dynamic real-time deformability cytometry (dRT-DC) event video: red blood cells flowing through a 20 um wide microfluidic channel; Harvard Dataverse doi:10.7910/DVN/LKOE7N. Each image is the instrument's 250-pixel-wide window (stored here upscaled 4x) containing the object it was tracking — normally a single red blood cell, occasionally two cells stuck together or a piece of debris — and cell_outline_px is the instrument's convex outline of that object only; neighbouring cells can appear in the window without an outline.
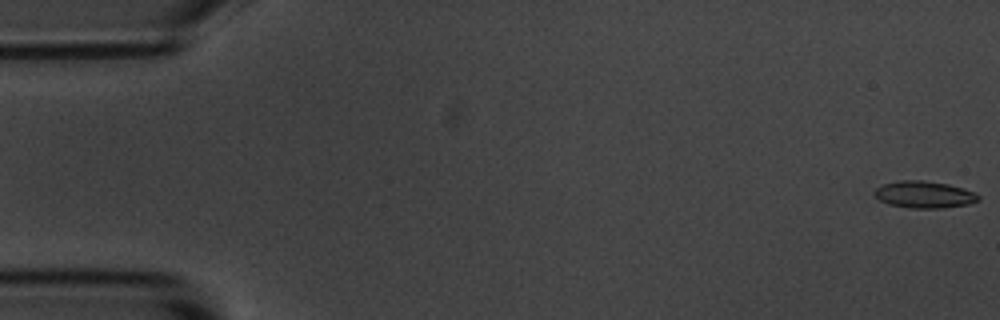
{"species": "common noctule bat (a hibernating species)", "species_latin": "Nyctalus noctula", "temperature_condition": "room temperature", "stored_images_in_passage": 55, "camera_frame_rate_fps": 3000, "um_per_image_px": 0.085, "animal": {"sex": "male", "body_mass_g": 20.1, "forearm_length_mm": 53.5}, "frame": {"image": 1, "passage_image": 1, "time_ms": 0.0, "image_size_px": [1000, 320], "cell_outline_px": [[980, 200], [968, 204], [944, 208], [912, 208], [888, 204], [880, 200], [876, 196], [876, 188], [884, 184], [900, 180], [924, 180], [948, 184], [964, 188], [976, 192], [980, 196]], "centroid_in_image_um": [78.62, 16.53], "position_along_channel_um": 6.4, "area_um2": 16.3}}
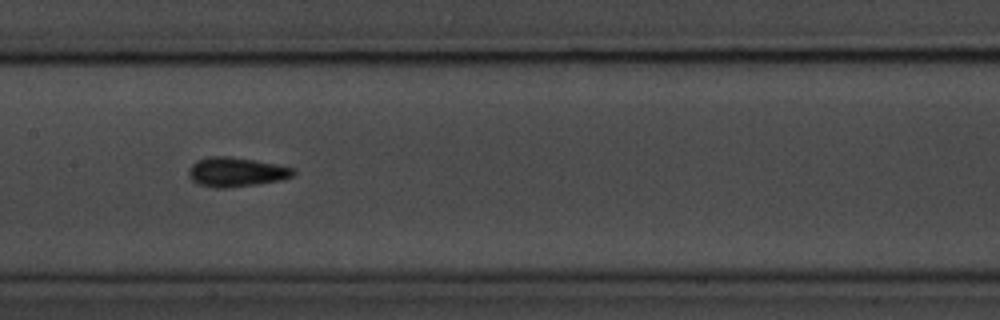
{"frame": {"image": 2, "passage_image": 27, "time_ms": 8.667, "image_size_px": [1000, 320], "cell_outline_px": [[296, 172], [292, 176], [280, 180], [256, 184], [228, 188], [216, 188], [200, 184], [192, 180], [188, 176], [188, 172], [192, 164], [196, 160], [208, 156], [228, 156], [276, 164], [292, 168]], "centroid_in_image_um": [20.03, 14.62], "position_along_channel_um": 187.4, "area_um2": 17.74}}
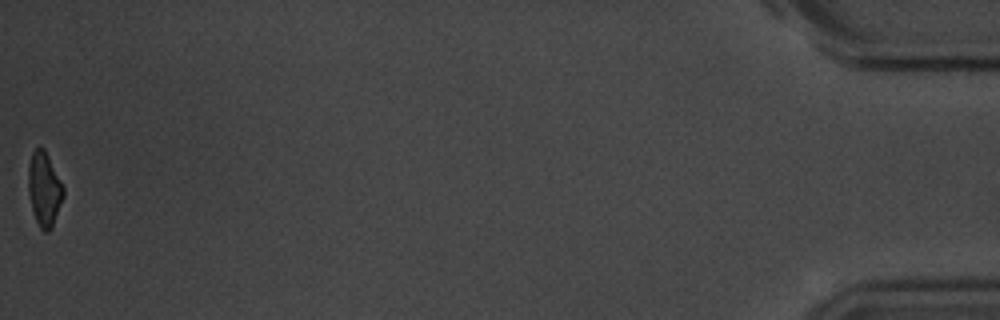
{"frame": {"image": 3, "passage_image": 55, "time_ms": 18.0, "image_size_px": [1000, 320], "cell_outline_px": [[64, 196], [52, 228], [48, 232], [44, 232], [40, 228], [36, 220], [32, 208], [28, 192], [28, 168], [32, 152], [36, 148], [44, 148], [64, 188]], "centroid_in_image_um": [3.76, 16.1], "position_along_channel_um": 431.4, "area_um2": 15.03}, "authors_computed_cell_mechanics": {"area_um2": 16.4152, "velocity_mm_per_s": 3.6895, "shape_relaxation_time_tau1_ms": 3.443, "shape_relaxation_time_tau2_ms": 2.3105, "deformation_change_tau1": 0.1102, "deformation_change_tau2": 0.0759}}